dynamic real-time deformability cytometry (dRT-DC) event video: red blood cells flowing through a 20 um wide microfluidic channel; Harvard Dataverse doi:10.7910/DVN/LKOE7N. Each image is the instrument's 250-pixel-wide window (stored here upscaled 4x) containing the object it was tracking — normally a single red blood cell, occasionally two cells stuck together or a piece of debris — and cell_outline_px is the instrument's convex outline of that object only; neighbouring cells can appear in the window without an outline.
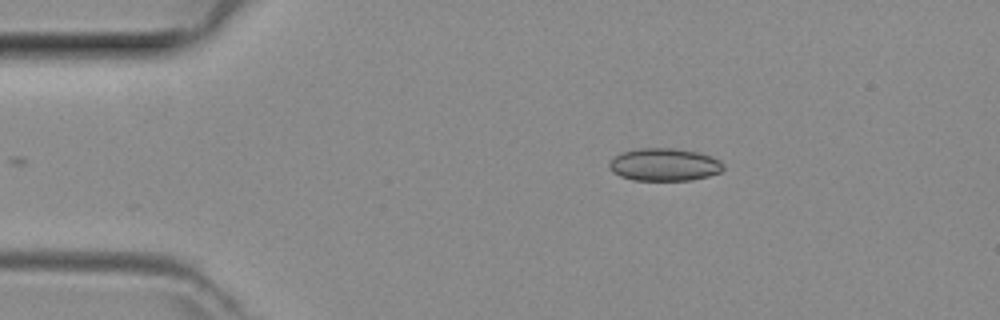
{"species": "common noctule bat (a hibernating species)", "species_latin": "Nyctalus noctula", "temperature_condition": "room temperature", "stored_images_in_passage": 31, "camera_frame_rate_fps": 3000, "um_per_image_px": 0.085, "animal": {"sex": "female", "body_mass_g": 29.2, "forearm_length_mm": 56.3}, "frame": {"image": 1, "passage_image": 1, "time_ms": 0.0, "image_size_px": [1000, 320], "cell_outline_px": [[724, 168], [720, 172], [708, 176], [692, 180], [632, 180], [620, 176], [612, 172], [608, 168], [608, 164], [616, 156], [624, 152], [640, 148], [672, 148], [696, 152], [712, 156], [720, 160], [724, 164]], "centroid_in_image_um": [56.48, 14.0], "position_along_channel_um": 28.5, "area_um2": 21.68}}
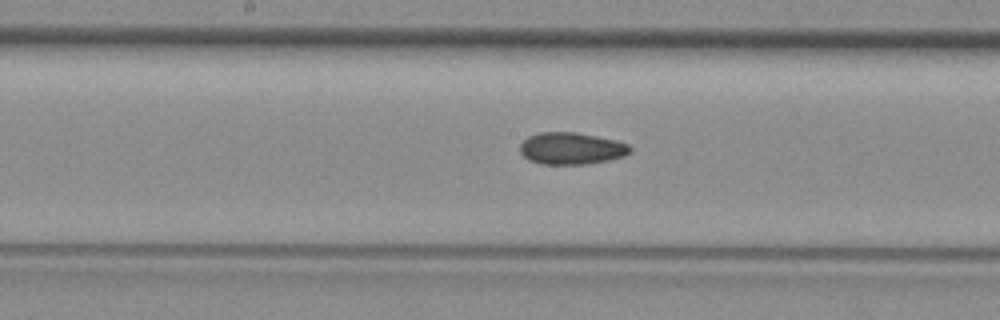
{"frame": {"image": 2, "passage_image": 16, "time_ms": 5.0, "image_size_px": [1000, 320], "cell_outline_px": [[632, 152], [624, 156], [608, 160], [584, 164], [540, 164], [528, 160], [520, 152], [520, 144], [528, 136], [540, 132], [576, 132], [616, 140], [628, 144], [632, 148]], "centroid_in_image_um": [48.56, 12.61], "position_along_channel_um": 199.6, "area_um2": 20.58}}
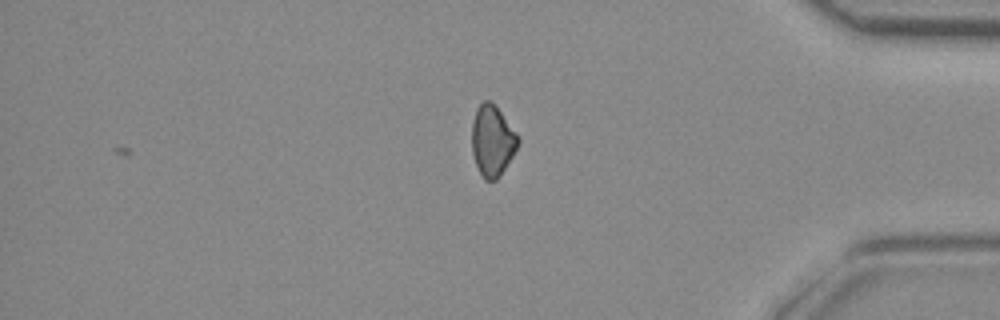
{"frame": {"image": 3, "passage_image": 31, "time_ms": 10.0, "image_size_px": [1000, 320], "cell_outline_px": [[520, 140], [512, 156], [500, 176], [496, 180], [484, 180], [476, 164], [472, 152], [472, 120], [476, 108], [484, 100], [492, 100], [516, 132]], "centroid_in_image_um": [41.84, 11.93], "position_along_channel_um": 393.4, "area_um2": 19.07}}